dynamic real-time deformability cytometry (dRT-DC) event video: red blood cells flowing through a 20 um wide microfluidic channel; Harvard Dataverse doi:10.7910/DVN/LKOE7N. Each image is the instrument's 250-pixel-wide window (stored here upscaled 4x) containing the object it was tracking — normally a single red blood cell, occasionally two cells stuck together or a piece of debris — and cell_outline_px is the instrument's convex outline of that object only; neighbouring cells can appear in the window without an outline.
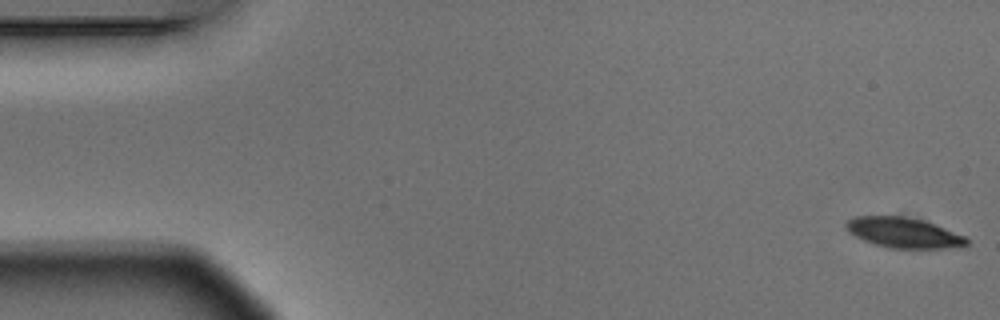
{"species": "Egyptian fruit bat (a non-hibernating species)", "species_latin": "Rousettus aegyptiacus", "temperature_condition": "warm", "stored_images_in_passage": 5, "camera_frame_rate_fps": 3000, "um_per_image_px": 0.085, "animal": {"sex": "male"}, "frame": {"image": 1, "passage_image": 1, "time_ms": 0.0, "image_size_px": [1000, 320], "cell_outline_px": [[968, 244], [964, 248], [888, 248], [864, 240], [848, 232], [844, 224], [848, 220], [856, 216], [904, 216], [924, 220], [936, 224], [968, 236]], "centroid_in_image_um": [76.89, 19.78], "position_along_channel_um": 8.1, "area_um2": 21.62}}
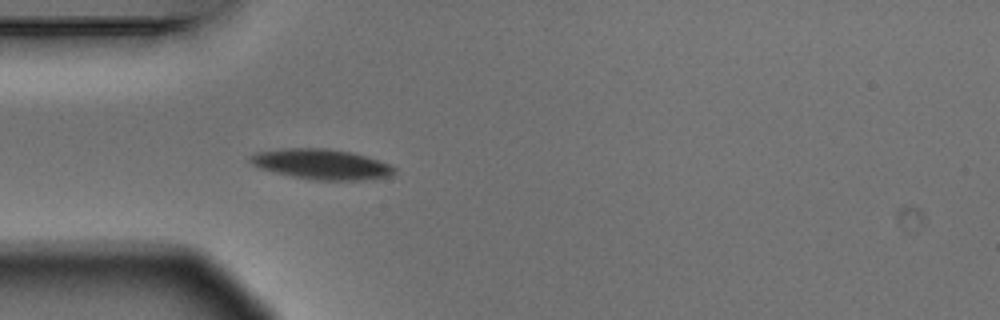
{"frame": {"image": 2, "passage_image": 5, "time_ms": 1.333, "image_size_px": [1000, 320], "cell_outline_px": [[396, 172], [392, 176], [360, 180], [316, 180], [292, 176], [260, 168], [252, 164], [248, 160], [248, 156], [256, 152], [284, 148], [324, 148], [352, 152], [392, 164], [396, 168]], "centroid_in_image_um": [27.35, 13.95], "position_along_channel_um": 57.6, "area_um2": 25.49}}